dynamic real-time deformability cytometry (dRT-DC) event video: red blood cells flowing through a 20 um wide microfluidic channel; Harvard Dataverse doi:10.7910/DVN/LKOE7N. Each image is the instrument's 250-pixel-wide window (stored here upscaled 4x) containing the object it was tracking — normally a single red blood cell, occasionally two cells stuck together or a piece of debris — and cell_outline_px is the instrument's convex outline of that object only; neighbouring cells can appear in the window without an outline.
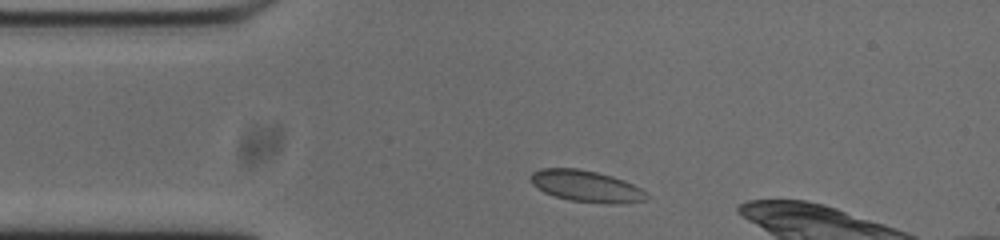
{"species": "common noctule bat (a hibernating species)", "species_latin": "Nyctalus noctula", "temperature_condition": "cold", "stored_images_in_passage": 45, "camera_frame_rate_fps": 3000, "um_per_image_px": 0.085, "animal": {"sex": "male", "body_mass_g": 20.0, "forearm_length_mm": 53.3}, "frame": {"image": 1, "passage_image": 1, "time_ms": 0.0, "image_size_px": [1000, 240], "cell_outline_px": [[648, 196], [644, 200], [616, 204], [608, 204], [568, 200], [544, 192], [532, 184], [532, 172], [540, 168], [576, 168], [596, 172], [612, 176], [624, 180], [640, 188]], "centroid_in_image_um": [49.82, 15.82], "position_along_channel_um": 35.2, "area_um2": 21.04}}
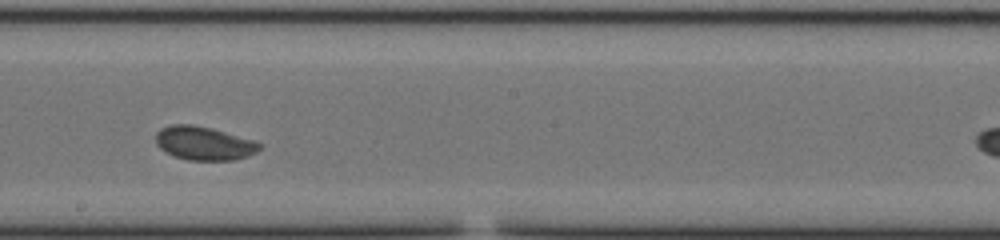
{"frame": {"image": 2, "passage_image": 19, "time_ms": 6.0, "image_size_px": [1000, 240], "cell_outline_px": [[264, 144], [256, 152], [248, 156], [236, 160], [188, 160], [172, 156], [164, 152], [156, 144], [156, 132], [160, 128], [168, 124], [192, 124], [212, 128], [252, 140]], "centroid_in_image_um": [17.3, 12.18], "position_along_channel_um": 230.9, "area_um2": 20.58}}
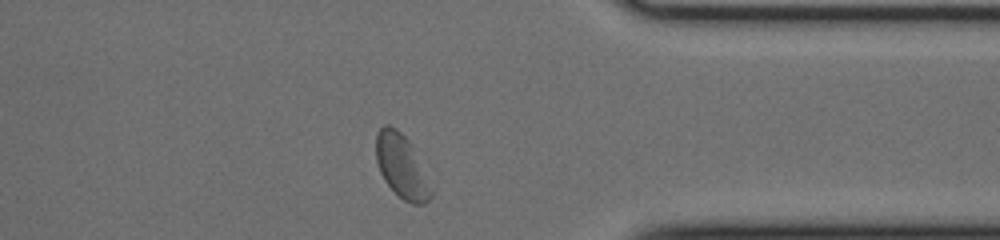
{"frame": {"image": 3, "passage_image": 32, "time_ms": 10.333, "image_size_px": [1000, 240], "cell_outline_px": [[436, 188], [432, 196], [424, 204], [412, 204], [404, 200], [384, 180], [380, 172], [376, 160], [376, 132], [384, 124], [388, 124], [396, 128], [408, 140]], "centroid_in_image_um": [34.19, 14.15], "position_along_channel_um": 377.2, "area_um2": 20.75}, "authors_computed_cell_mechanics": {"area_um2": 20.3456, "velocity_mm_per_s": 3.6806, "shape_relaxation_time_tau1_ms": 3.8416, "shape_relaxation_time_tau2_ms": null, "deformation_change_tau1": 0.0965, "deformation_change_tau2": null}}